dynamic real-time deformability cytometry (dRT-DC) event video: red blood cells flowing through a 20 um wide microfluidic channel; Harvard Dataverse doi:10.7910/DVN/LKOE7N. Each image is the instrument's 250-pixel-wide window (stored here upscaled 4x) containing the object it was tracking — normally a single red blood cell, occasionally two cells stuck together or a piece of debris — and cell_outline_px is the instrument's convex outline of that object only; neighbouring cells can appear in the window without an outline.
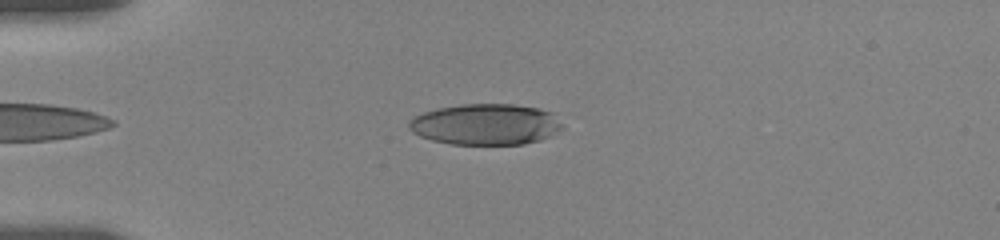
{"species": "human", "species_latin": "Homo sapiens", "temperature_condition": "room temperature", "stored_images_in_passage": 42, "camera_frame_rate_fps": 3000, "um_per_image_px": 0.085, "donor": {"sex": "female"}, "frame": {"image": 1, "passage_image": 4, "time_ms": 1.667, "image_size_px": [1000, 240], "cell_outline_px": [[564, 128], [540, 140], [524, 144], [452, 144], [432, 140], [420, 136], [412, 132], [408, 128], [408, 120], [424, 112], [436, 108], [460, 104], [512, 104], [540, 108], [552, 112]], "centroid_in_image_um": [41.26, 10.56], "position_along_channel_um": 43.7, "area_um2": 36.76}}
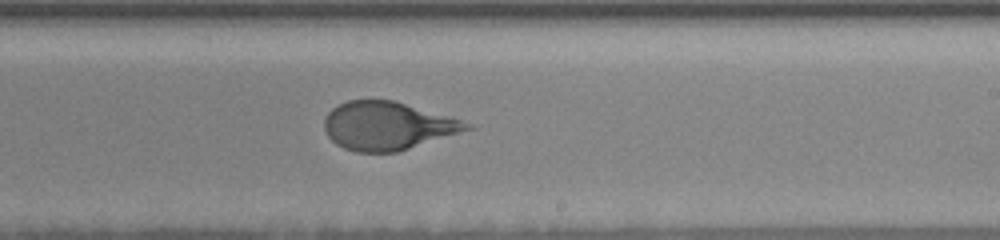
{"frame": {"image": 2, "passage_image": 21, "time_ms": 8.333, "image_size_px": [1000, 240], "cell_outline_px": [[476, 128], [396, 152], [356, 152], [344, 148], [336, 144], [328, 136], [324, 128], [324, 120], [328, 112], [332, 108], [348, 100], [392, 100], [448, 116], [472, 124]], "centroid_in_image_um": [32.93, 10.7], "position_along_channel_um": 256.1, "area_um2": 39.71}}
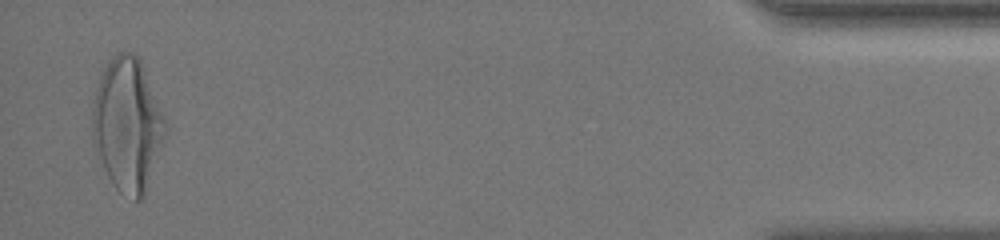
{"frame": {"image": 3, "passage_image": 40, "time_ms": 15.0, "image_size_px": [1000, 240], "cell_outline_px": [[168, 132], [144, 192], [140, 200], [136, 200], [120, 192], [112, 184], [104, 168], [92, 136], [92, 108], [96, 88], [104, 68], [112, 56], [120, 52], [132, 52], [140, 60], [168, 124]], "centroid_in_image_um": [10.85, 10.57], "position_along_channel_um": 424.3, "area_um2": 56.01}, "authors_computed_cell_mechanics": {"area_um2": 40.3155, "velocity_mm_per_s": 3.6227, "shape_relaxation_time_tau1_ms": 6.5306, "shape_relaxation_time_tau2_ms": null, "deformation_change_tau1": 0.2468, "deformation_change_tau2": null}}